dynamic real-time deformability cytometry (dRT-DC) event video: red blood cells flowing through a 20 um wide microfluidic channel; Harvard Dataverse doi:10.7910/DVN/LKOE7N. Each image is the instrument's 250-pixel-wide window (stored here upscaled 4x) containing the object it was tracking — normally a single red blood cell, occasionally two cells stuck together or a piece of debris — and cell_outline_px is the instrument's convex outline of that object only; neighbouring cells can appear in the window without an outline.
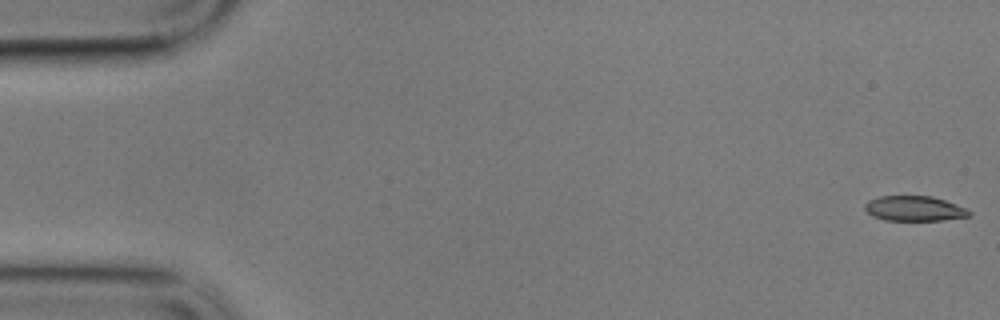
{"species": "common noctule bat (a hibernating species)", "species_latin": "Nyctalus noctula", "temperature_condition": "cold", "stored_images_in_passage": 60, "camera_frame_rate_fps": 3000, "um_per_image_px": 0.085, "animal": {"sex": "male", "body_mass_g": 17.9}, "frame": {"image": 1, "passage_image": 1, "time_ms": 0.0, "image_size_px": [1000, 320], "cell_outline_px": [[972, 216], [944, 220], [884, 220], [872, 216], [864, 208], [864, 204], [868, 200], [880, 196], [932, 196], [968, 208], [972, 212]], "centroid_in_image_um": [77.75, 17.73], "position_along_channel_um": 7.3, "area_um2": 15.37}}
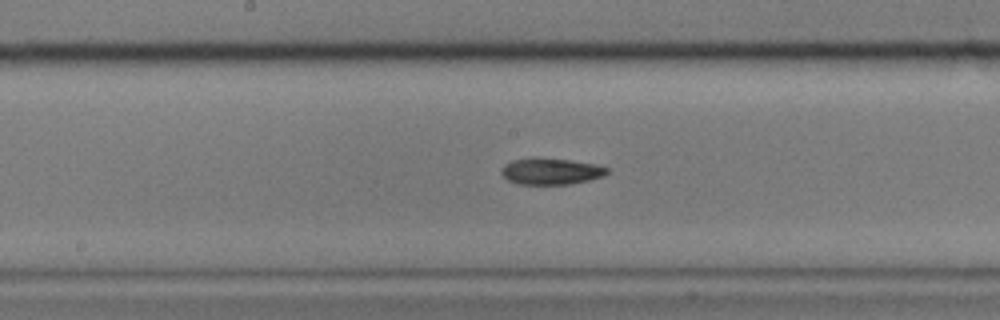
{"frame": {"image": 2, "passage_image": 30, "time_ms": 9.667, "image_size_px": [1000, 320], "cell_outline_px": [[612, 168], [604, 176], [588, 180], [568, 184], [520, 184], [508, 180], [500, 172], [504, 164], [512, 160], [532, 156], [536, 156], [572, 160], [596, 164]], "centroid_in_image_um": [46.84, 14.53], "position_along_channel_um": 201.4, "area_um2": 16.65}}
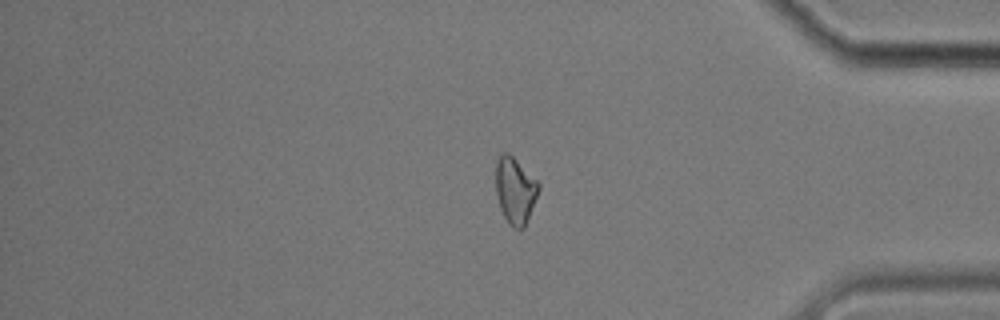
{"frame": {"image": 3, "passage_image": 49, "time_ms": 16.0, "image_size_px": [1000, 320], "cell_outline_px": [[540, 188], [524, 228], [516, 228], [508, 224], [500, 208], [496, 196], [496, 160], [500, 152], [508, 152], [540, 184]], "centroid_in_image_um": [43.76, 16.17], "position_along_channel_um": 391.4, "area_um2": 16.47}}